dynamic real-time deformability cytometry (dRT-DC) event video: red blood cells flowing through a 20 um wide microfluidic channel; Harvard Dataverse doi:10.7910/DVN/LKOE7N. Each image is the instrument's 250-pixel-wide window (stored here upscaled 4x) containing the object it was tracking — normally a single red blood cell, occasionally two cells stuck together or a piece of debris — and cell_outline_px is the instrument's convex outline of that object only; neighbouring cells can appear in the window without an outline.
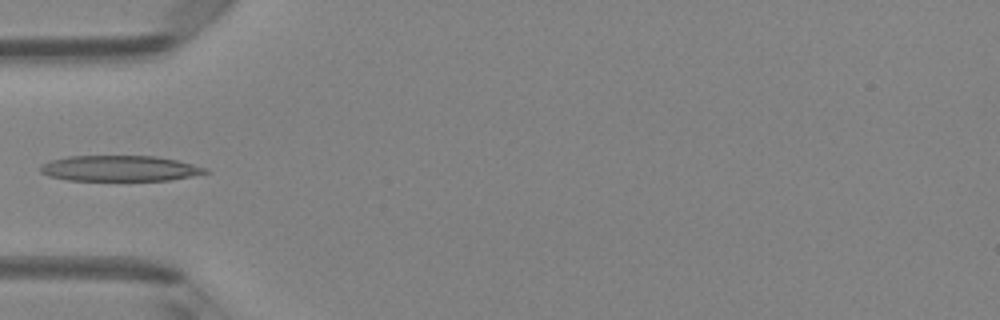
{"species": "Egyptian fruit bat (a non-hibernating species)", "species_latin": "Rousettus aegyptiacus", "temperature_condition": "room temperature", "stored_images_in_passage": 4, "camera_frame_rate_fps": 3000, "um_per_image_px": 0.085, "animal": {"sex": "female"}, "frame": {"image": 1, "passage_image": 3, "time_ms": 0.667, "image_size_px": [1000, 320], "cell_outline_px": [[212, 172], [168, 180], [68, 180], [48, 176], [40, 172], [40, 164], [52, 160], [68, 156], [156, 156], [176, 160], [208, 168]], "centroid_in_image_um": [10.17, 14.31], "position_along_channel_um": 74.8, "area_um2": 24.62}}
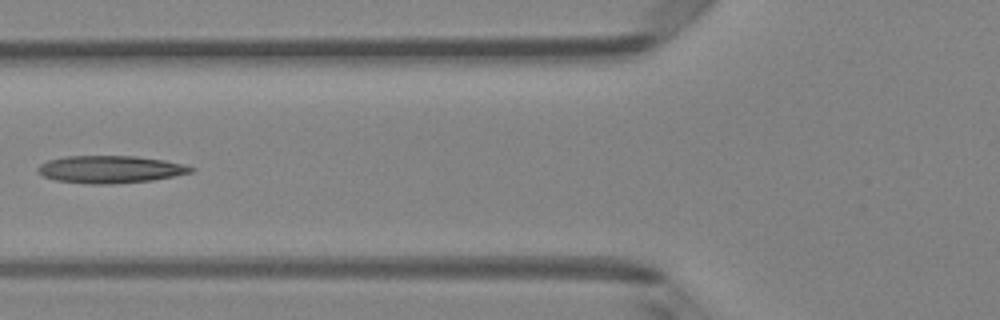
{"frame": {"image": 2, "passage_image": 4, "time_ms": 1.0, "image_size_px": [1000, 320], "cell_outline_px": [[196, 168], [192, 172], [152, 180], [112, 184], [88, 184], [56, 180], [44, 176], [36, 172], [36, 168], [40, 164], [48, 160], [64, 156], [136, 156], [164, 160]], "centroid_in_image_um": [9.31, 14.39], "position_along_channel_um": 116.5, "area_um2": 24.39}}